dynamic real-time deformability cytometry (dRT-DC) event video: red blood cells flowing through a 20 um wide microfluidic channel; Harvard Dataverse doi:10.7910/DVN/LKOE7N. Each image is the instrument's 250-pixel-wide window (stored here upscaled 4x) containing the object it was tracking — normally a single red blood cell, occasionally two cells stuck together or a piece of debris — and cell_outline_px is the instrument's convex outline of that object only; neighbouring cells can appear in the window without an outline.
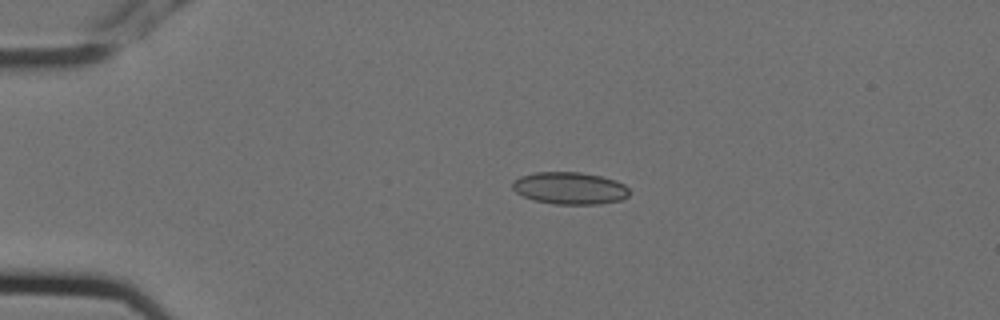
{"species": "Egyptian fruit bat (a non-hibernating species)", "species_latin": "Rousettus aegyptiacus", "temperature_condition": "cold", "stored_images_in_passage": 3, "camera_frame_rate_fps": 3000, "um_per_image_px": 0.085, "animal": {"sex": "female"}, "frame": {"image": 1, "passage_image": 2, "time_ms": 0.333, "image_size_px": [1000, 320], "cell_outline_px": [[628, 196], [620, 200], [600, 204], [556, 204], [532, 200], [516, 192], [512, 188], [512, 180], [520, 176], [536, 172], [580, 172], [600, 176], [616, 180], [624, 184], [628, 188]], "centroid_in_image_um": [48.41, 15.99], "position_along_channel_um": 36.6, "area_um2": 21.96}}